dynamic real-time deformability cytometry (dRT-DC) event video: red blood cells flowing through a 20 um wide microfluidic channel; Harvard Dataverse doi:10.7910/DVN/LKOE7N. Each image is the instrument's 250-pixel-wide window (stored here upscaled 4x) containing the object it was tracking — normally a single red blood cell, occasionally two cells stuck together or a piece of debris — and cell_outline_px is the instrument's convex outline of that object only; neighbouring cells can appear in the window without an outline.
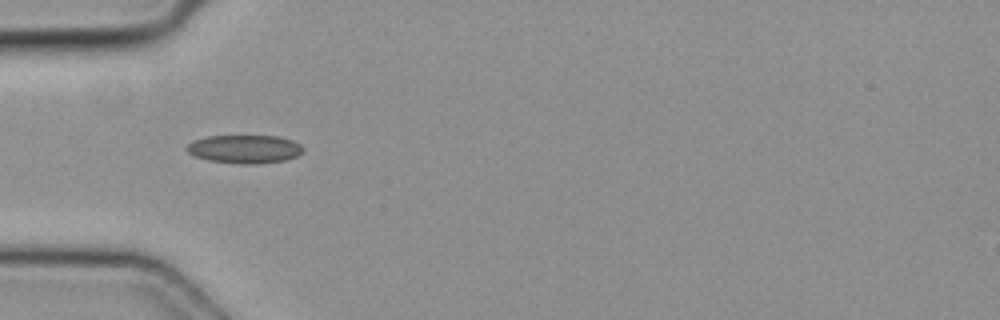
{"species": "common noctule bat (a hibernating species)", "species_latin": "Nyctalus noctula", "temperature_condition": "cold", "stored_images_in_passage": 6, "camera_frame_rate_fps": 3000, "um_per_image_px": 0.085, "animal": {"sex": "female", "body_mass_g": 19.3, "forearm_length_mm": 54.1}, "frame": {"image": 1, "passage_image": 5, "time_ms": 1.333, "image_size_px": [1000, 320], "cell_outline_px": [[304, 152], [296, 156], [284, 160], [248, 164], [240, 164], [208, 160], [196, 156], [188, 152], [184, 148], [192, 140], [208, 136], [280, 136], [292, 140], [300, 144], [304, 148]], "centroid_in_image_um": [20.79, 12.66], "position_along_channel_um": 64.2, "area_um2": 19.19}}
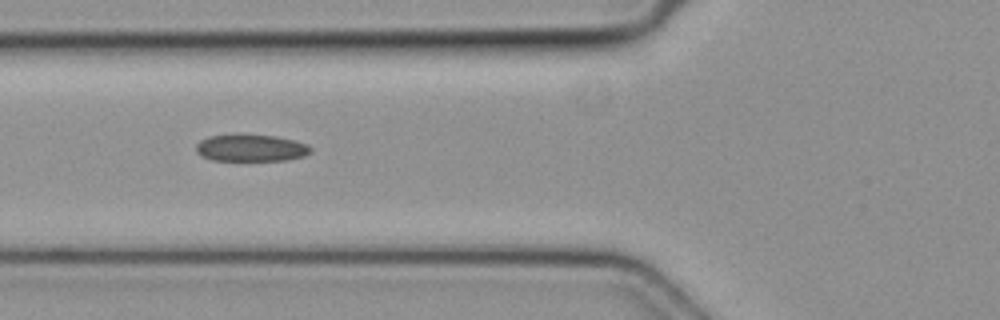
{"frame": {"image": 2, "passage_image": 6, "time_ms": 1.667, "image_size_px": [1000, 320], "cell_outline_px": [[312, 152], [304, 156], [284, 160], [212, 160], [200, 156], [196, 152], [196, 144], [200, 140], [208, 136], [236, 132], [276, 136], [308, 144], [312, 148]], "centroid_in_image_um": [21.28, 12.54], "position_along_channel_um": 104.5, "area_um2": 18.61}}